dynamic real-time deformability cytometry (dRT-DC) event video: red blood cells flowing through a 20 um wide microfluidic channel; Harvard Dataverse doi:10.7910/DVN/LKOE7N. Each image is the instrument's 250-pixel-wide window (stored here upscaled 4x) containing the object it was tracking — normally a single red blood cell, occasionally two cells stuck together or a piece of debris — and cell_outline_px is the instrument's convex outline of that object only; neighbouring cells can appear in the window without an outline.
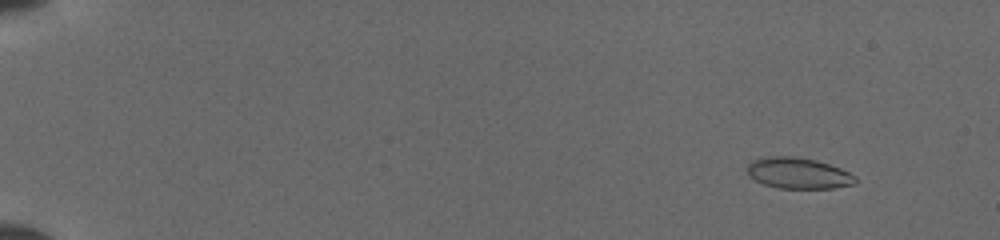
{"species": "common noctule bat (a hibernating species)", "species_latin": "Nyctalus noctula", "temperature_condition": "cold", "stored_images_in_passage": 33, "camera_frame_rate_fps": 3000, "um_per_image_px": 0.085, "animal": {"sex": "female", "body_mass_g": 19.5, "forearm_length_mm": 54.1}, "frame": {"image": 1, "passage_image": 2, "time_ms": 1.0, "image_size_px": [1000, 240], "cell_outline_px": [[856, 180], [852, 184], [832, 188], [780, 188], [764, 184], [748, 176], [744, 168], [752, 160], [764, 156], [792, 156], [816, 160], [840, 168], [856, 176]], "centroid_in_image_um": [67.78, 14.7], "position_along_channel_um": 17.2, "area_um2": 19.59}}
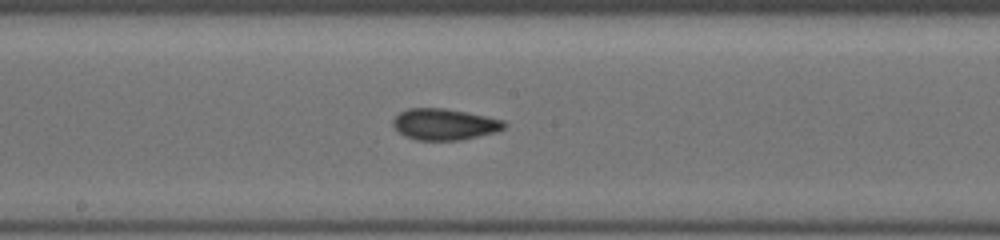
{"frame": {"image": 2, "passage_image": 15, "time_ms": 9.333, "image_size_px": [1000, 240], "cell_outline_px": [[508, 124], [504, 128], [496, 132], [460, 140], [416, 140], [404, 136], [392, 124], [392, 120], [400, 112], [408, 108], [444, 108], [504, 120]], "centroid_in_image_um": [37.77, 10.57], "position_along_channel_um": 210.4, "area_um2": 20.17}}
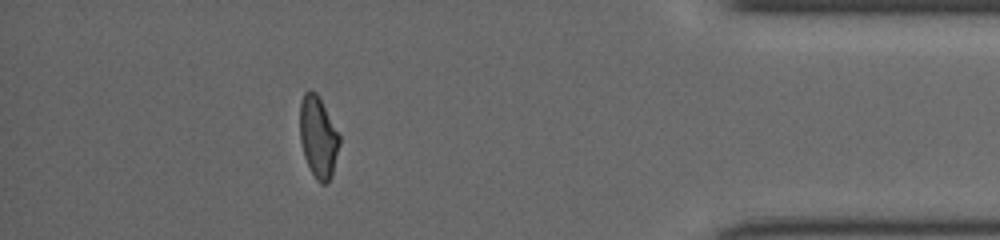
{"frame": {"image": 3, "passage_image": 29, "time_ms": 15.0, "image_size_px": [1000, 240], "cell_outline_px": [[340, 144], [332, 172], [328, 184], [320, 184], [316, 180], [304, 156], [300, 140], [300, 100], [304, 92], [316, 92], [340, 136]], "centroid_in_image_um": [27.04, 11.67], "position_along_channel_um": 408.2, "area_um2": 18.5}}